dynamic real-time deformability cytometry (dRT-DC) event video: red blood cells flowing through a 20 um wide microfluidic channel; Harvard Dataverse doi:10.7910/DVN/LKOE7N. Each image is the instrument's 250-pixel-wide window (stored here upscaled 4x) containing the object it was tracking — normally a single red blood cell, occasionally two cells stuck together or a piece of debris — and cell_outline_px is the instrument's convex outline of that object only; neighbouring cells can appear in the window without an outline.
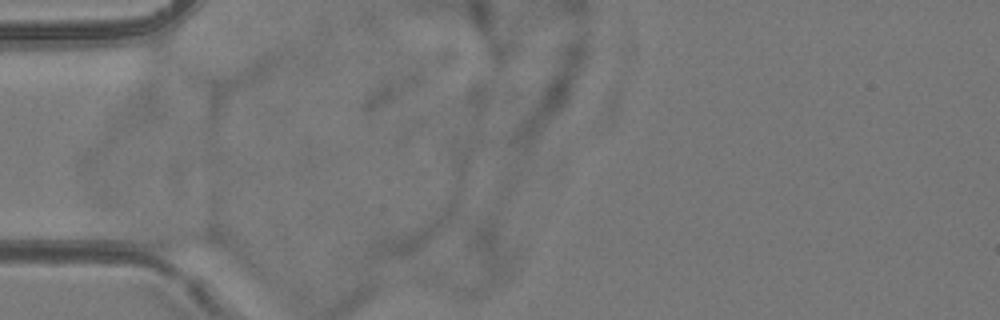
{"species": "common noctule bat (a hibernating species)", "species_latin": "Nyctalus noctula", "temperature_condition": "room temperature", "stored_images_in_passage": 4, "camera_frame_rate_fps": 3000, "um_per_image_px": 0.085, "animal": {"sex": "female", "body_mass_g": 24.6, "forearm_length_mm": 56.2}, "frame": {"image": 1, "passage_image": 1, "time_ms": 0.0, "image_size_px": [1000, 320], "cell_outline_px": [[232, 252], [168, 252], [152, 248], [140, 244], [124, 224], [132, 220], [148, 220], [216, 228]], "centroid_in_image_um": [15.06, 20.14], "position_along_channel_um": 69.9, "area_um2": 17.74}}